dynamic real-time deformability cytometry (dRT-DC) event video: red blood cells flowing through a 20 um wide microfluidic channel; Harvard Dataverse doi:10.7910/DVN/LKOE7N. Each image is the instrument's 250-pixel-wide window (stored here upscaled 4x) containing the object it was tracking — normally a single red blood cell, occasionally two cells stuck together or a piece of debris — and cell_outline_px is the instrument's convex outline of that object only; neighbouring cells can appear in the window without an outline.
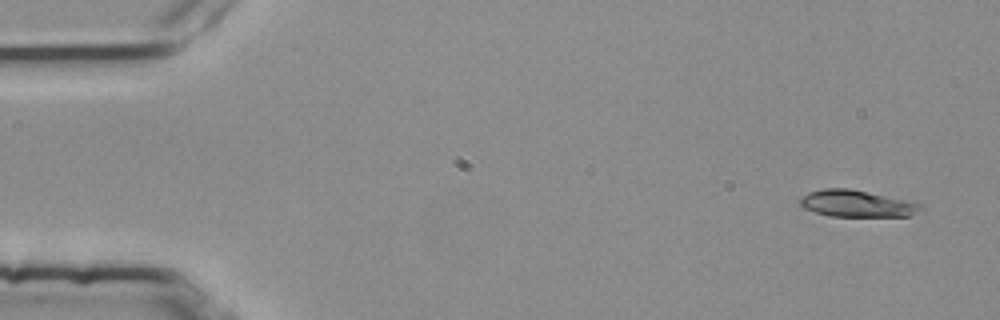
{"species": "common noctule bat (a hibernating species)", "species_latin": "Nyctalus noctula", "temperature_condition": "room temperature", "stored_images_in_passage": 4, "camera_frame_rate_fps": 3000, "um_per_image_px": 0.085, "animal": {"sex": "female", "body_mass_g": 25.1}, "frame": {"image": 1, "passage_image": 1, "time_ms": 0.0, "image_size_px": [1000, 320], "cell_outline_px": [[920, 208], [908, 216], [832, 216], [816, 212], [804, 208], [800, 204], [800, 196], [808, 192], [824, 188], [848, 188], [912, 200], [920, 204]], "centroid_in_image_um": [72.79, 17.28], "position_along_channel_um": 12.2, "area_um2": 18.73}}
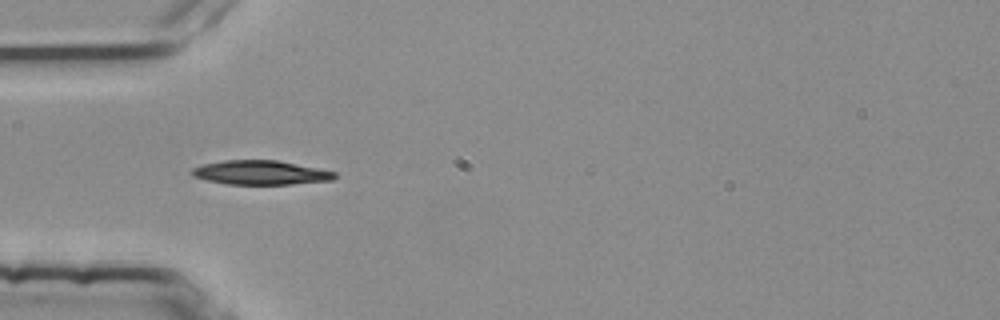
{"frame": {"image": 2, "passage_image": 4, "time_ms": 1.0, "image_size_px": [1000, 320], "cell_outline_px": [[336, 180], [292, 184], [228, 184], [208, 180], [192, 176], [188, 172], [192, 168], [204, 164], [224, 160], [276, 160], [336, 172]], "centroid_in_image_um": [22.14, 14.67], "position_along_channel_um": 62.9, "area_um2": 20.06}}